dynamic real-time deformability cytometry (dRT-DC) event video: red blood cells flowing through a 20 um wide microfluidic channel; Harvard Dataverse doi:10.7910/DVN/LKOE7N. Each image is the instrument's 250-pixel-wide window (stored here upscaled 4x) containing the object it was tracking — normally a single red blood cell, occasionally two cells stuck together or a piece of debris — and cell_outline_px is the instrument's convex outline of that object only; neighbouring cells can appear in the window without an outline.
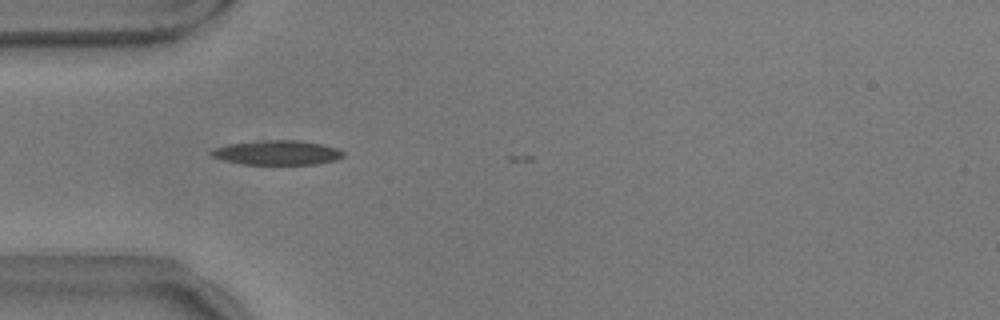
{"species": "common noctule bat (a hibernating species)", "species_latin": "Nyctalus noctula", "temperature_condition": "warm", "stored_images_in_passage": 5, "camera_frame_rate_fps": 3000, "um_per_image_px": 0.085, "animal": {"sex": "male", "body_mass_g": 17.9}, "frame": {"image": 1, "passage_image": 3, "time_ms": 0.667, "image_size_px": [1000, 320], "cell_outline_px": [[344, 156], [336, 160], [316, 164], [244, 164], [224, 160], [212, 156], [208, 152], [212, 148], [228, 144], [260, 140], [296, 140], [320, 144], [336, 148], [344, 152]], "centroid_in_image_um": [23.53, 12.97], "position_along_channel_um": 61.5, "area_um2": 18.79}}